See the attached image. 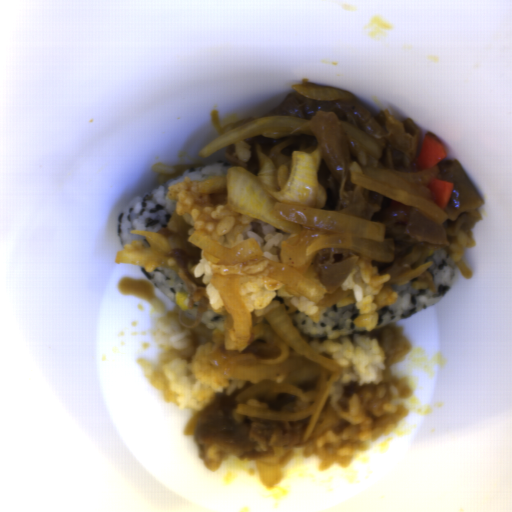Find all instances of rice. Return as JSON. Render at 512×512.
<instances>
[{
    "label": "rice",
    "mask_w": 512,
    "mask_h": 512,
    "mask_svg": "<svg viewBox=\"0 0 512 512\" xmlns=\"http://www.w3.org/2000/svg\"><path fill=\"white\" fill-rule=\"evenodd\" d=\"M315 261L316 259L308 265L304 275L316 281L322 289L323 295L317 302H313L304 295L288 292L283 283L265 274L263 276H234L243 305L253 325L266 324L267 313L279 305H284L289 316L300 311L314 323L319 321L323 314L319 304L327 291L317 276Z\"/></svg>",
    "instance_id": "obj_6"
},
{
    "label": "rice",
    "mask_w": 512,
    "mask_h": 512,
    "mask_svg": "<svg viewBox=\"0 0 512 512\" xmlns=\"http://www.w3.org/2000/svg\"><path fill=\"white\" fill-rule=\"evenodd\" d=\"M213 265L203 257L196 265L194 276L203 281L208 293V308L223 316L221 329L212 331L215 344L194 346L193 329L180 327L178 318L173 315H162L154 325L155 338L163 350L158 354L156 368L138 359L150 384L160 391L164 403L183 411H193L197 416L219 393L229 396L250 382L230 374L225 376L219 368L212 366L211 354L222 347L239 353L255 342V335L236 336L233 316L212 283L216 275Z\"/></svg>",
    "instance_id": "obj_2"
},
{
    "label": "rice",
    "mask_w": 512,
    "mask_h": 512,
    "mask_svg": "<svg viewBox=\"0 0 512 512\" xmlns=\"http://www.w3.org/2000/svg\"><path fill=\"white\" fill-rule=\"evenodd\" d=\"M148 249L141 241L132 240L130 244L124 245L123 250H128L130 252H135L139 250Z\"/></svg>",
    "instance_id": "obj_12"
},
{
    "label": "rice",
    "mask_w": 512,
    "mask_h": 512,
    "mask_svg": "<svg viewBox=\"0 0 512 512\" xmlns=\"http://www.w3.org/2000/svg\"><path fill=\"white\" fill-rule=\"evenodd\" d=\"M202 319L203 323L207 326V328L210 331L213 332L215 330H222L224 316L218 314L209 307L204 312Z\"/></svg>",
    "instance_id": "obj_9"
},
{
    "label": "rice",
    "mask_w": 512,
    "mask_h": 512,
    "mask_svg": "<svg viewBox=\"0 0 512 512\" xmlns=\"http://www.w3.org/2000/svg\"><path fill=\"white\" fill-rule=\"evenodd\" d=\"M433 262L427 271L435 282V292L428 287L417 290L413 287L417 282V276L403 283H390L392 292H396L397 298L392 305H384L377 311L378 322L372 330L357 327L354 320L359 311L355 305L338 307L336 301L327 309H321L322 314L317 322H314L303 312L295 311L290 316L298 332L314 339H323L327 335V328L331 331L346 329L351 340L355 334H366L378 330L389 323H398L404 318L425 310L440 302L451 290L456 275L457 266L448 253L443 249L430 255L425 264Z\"/></svg>",
    "instance_id": "obj_4"
},
{
    "label": "rice",
    "mask_w": 512,
    "mask_h": 512,
    "mask_svg": "<svg viewBox=\"0 0 512 512\" xmlns=\"http://www.w3.org/2000/svg\"><path fill=\"white\" fill-rule=\"evenodd\" d=\"M152 168L156 172H159L161 174H169V175H174L177 171L174 167H170V166H167V165H164L161 163L154 164Z\"/></svg>",
    "instance_id": "obj_11"
},
{
    "label": "rice",
    "mask_w": 512,
    "mask_h": 512,
    "mask_svg": "<svg viewBox=\"0 0 512 512\" xmlns=\"http://www.w3.org/2000/svg\"><path fill=\"white\" fill-rule=\"evenodd\" d=\"M143 268L145 269V271H152V270H155L156 266L157 265H142Z\"/></svg>",
    "instance_id": "obj_14"
},
{
    "label": "rice",
    "mask_w": 512,
    "mask_h": 512,
    "mask_svg": "<svg viewBox=\"0 0 512 512\" xmlns=\"http://www.w3.org/2000/svg\"><path fill=\"white\" fill-rule=\"evenodd\" d=\"M134 265V264H133ZM150 282L151 284L174 306H176L183 315L198 324V306L199 303H194L193 308L186 310L180 309L176 305L177 293H184L188 296L184 280L177 274L176 271H171L161 265H156L154 270L146 271L143 265H134ZM189 297V296H188Z\"/></svg>",
    "instance_id": "obj_8"
},
{
    "label": "rice",
    "mask_w": 512,
    "mask_h": 512,
    "mask_svg": "<svg viewBox=\"0 0 512 512\" xmlns=\"http://www.w3.org/2000/svg\"><path fill=\"white\" fill-rule=\"evenodd\" d=\"M234 143V150L242 161H248L251 158L250 146L247 141H236Z\"/></svg>",
    "instance_id": "obj_10"
},
{
    "label": "rice",
    "mask_w": 512,
    "mask_h": 512,
    "mask_svg": "<svg viewBox=\"0 0 512 512\" xmlns=\"http://www.w3.org/2000/svg\"><path fill=\"white\" fill-rule=\"evenodd\" d=\"M299 334L322 358L338 363L340 375L326 399L348 428L342 435L327 433L307 447L276 448L270 457L258 460L283 467L295 457L319 458L322 473L334 464H350L380 436L396 430L409 412L397 400L414 393L407 379L387 368L386 351L377 339L358 333L350 339L346 328L332 331L329 325L324 338Z\"/></svg>",
    "instance_id": "obj_1"
},
{
    "label": "rice",
    "mask_w": 512,
    "mask_h": 512,
    "mask_svg": "<svg viewBox=\"0 0 512 512\" xmlns=\"http://www.w3.org/2000/svg\"><path fill=\"white\" fill-rule=\"evenodd\" d=\"M358 255V262L351 274L344 281L341 289L351 290L353 298L337 301L336 306L354 305L358 311L354 319L356 327L373 330L379 322V309L383 306H391L397 300V292L391 289L389 273L380 274L372 262L374 258L362 253Z\"/></svg>",
    "instance_id": "obj_7"
},
{
    "label": "rice",
    "mask_w": 512,
    "mask_h": 512,
    "mask_svg": "<svg viewBox=\"0 0 512 512\" xmlns=\"http://www.w3.org/2000/svg\"><path fill=\"white\" fill-rule=\"evenodd\" d=\"M202 164L184 169L178 177L139 194L124 206L116 219V231L122 251L132 241H140L147 249L151 246L144 236L132 234V230L158 233L169 225L176 205L175 200L167 196L169 186H174L185 178L203 183L211 178L225 176L231 167H236L227 159Z\"/></svg>",
    "instance_id": "obj_5"
},
{
    "label": "rice",
    "mask_w": 512,
    "mask_h": 512,
    "mask_svg": "<svg viewBox=\"0 0 512 512\" xmlns=\"http://www.w3.org/2000/svg\"><path fill=\"white\" fill-rule=\"evenodd\" d=\"M200 183L190 178L167 188V198L175 201L174 213L184 218L195 233L225 249L238 247L254 238L269 263L281 262L280 246L289 234L268 224L251 213L226 205L212 206L210 193L198 190Z\"/></svg>",
    "instance_id": "obj_3"
},
{
    "label": "rice",
    "mask_w": 512,
    "mask_h": 512,
    "mask_svg": "<svg viewBox=\"0 0 512 512\" xmlns=\"http://www.w3.org/2000/svg\"><path fill=\"white\" fill-rule=\"evenodd\" d=\"M412 287L419 291L427 288L425 283L419 282L418 279L414 282Z\"/></svg>",
    "instance_id": "obj_13"
}]
</instances>
